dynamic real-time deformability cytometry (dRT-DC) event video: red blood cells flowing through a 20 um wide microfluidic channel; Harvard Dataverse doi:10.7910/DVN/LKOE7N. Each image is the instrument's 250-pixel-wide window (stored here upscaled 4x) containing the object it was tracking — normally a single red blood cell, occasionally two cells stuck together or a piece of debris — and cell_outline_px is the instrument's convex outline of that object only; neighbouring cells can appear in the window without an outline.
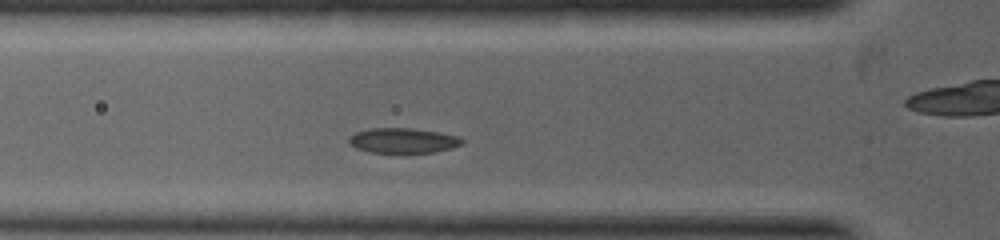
{"species": "common noctule bat (a hibernating species)", "species_latin": "Nyctalus noctula", "temperature_condition": "warm", "stored_images_in_passage": 4, "camera_frame_rate_fps": 5000, "um_per_image_px": 0.085, "animal": {"sex": "female", "body_mass_g": 19.0, "forearm_length_mm": 53.3}, "frame": {"image": 1, "passage_image": 4, "time_ms": 1.2, "image_size_px": [1000, 240], "cell_outline_px": [[464, 144], [452, 148], [436, 152], [368, 152], [356, 148], [348, 144], [348, 136], [356, 132], [368, 128], [412, 128], [460, 136], [464, 140]], "centroid_in_image_um": [34.24, 11.94], "position_along_channel_um": 91.6, "area_um2": 16.65}}